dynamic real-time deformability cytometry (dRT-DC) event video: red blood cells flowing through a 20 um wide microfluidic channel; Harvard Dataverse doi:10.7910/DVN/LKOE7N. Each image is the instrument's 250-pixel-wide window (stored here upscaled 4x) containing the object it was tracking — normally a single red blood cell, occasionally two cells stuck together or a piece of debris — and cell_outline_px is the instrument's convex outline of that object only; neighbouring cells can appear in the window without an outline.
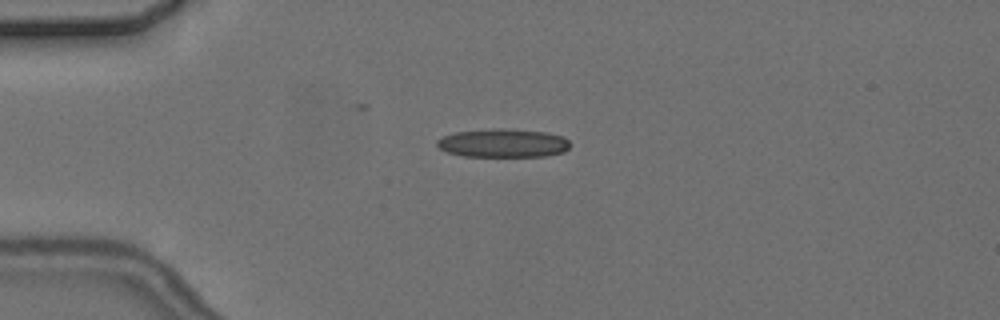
{"species": "common noctule bat (a hibernating species)", "species_latin": "Nyctalus noctula", "temperature_condition": "cold", "stored_images_in_passage": 11, "camera_frame_rate_fps": 3000, "um_per_image_px": 0.085, "animal": {"sex": "female", "body_mass_g": 24.6, "forearm_length_mm": 56.2}, "frame": {"image": 1, "passage_image": 5, "time_ms": 5.667, "image_size_px": [1000, 320], "cell_outline_px": [[568, 148], [564, 152], [544, 156], [464, 156], [448, 152], [440, 148], [436, 144], [436, 140], [444, 136], [456, 132], [492, 128], [504, 128], [548, 132], [564, 136], [568, 140]], "centroid_in_image_um": [42.78, 12.15], "position_along_channel_um": 42.2, "area_um2": 22.14}}
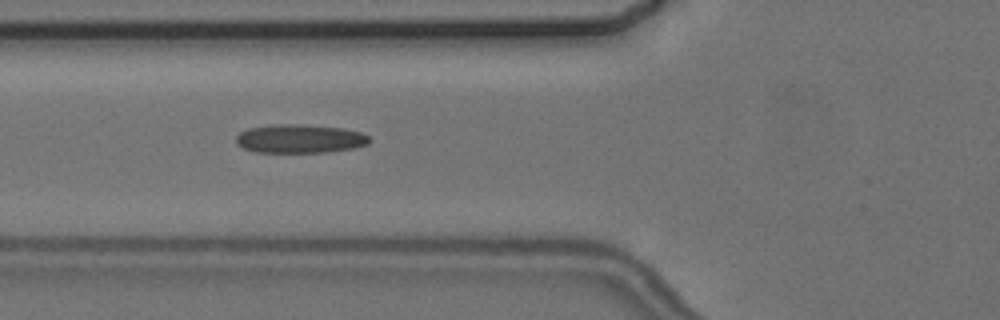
{"frame": {"image": 2, "passage_image": 7, "time_ms": 8.0, "image_size_px": [1000, 320], "cell_outline_px": [[368, 144], [352, 148], [324, 152], [256, 152], [244, 148], [236, 144], [236, 136], [240, 132], [248, 128], [280, 124], [300, 124], [344, 128], [360, 132], [368, 136]], "centroid_in_image_um": [25.45, 11.79], "position_along_channel_um": 100.3, "area_um2": 22.08}}
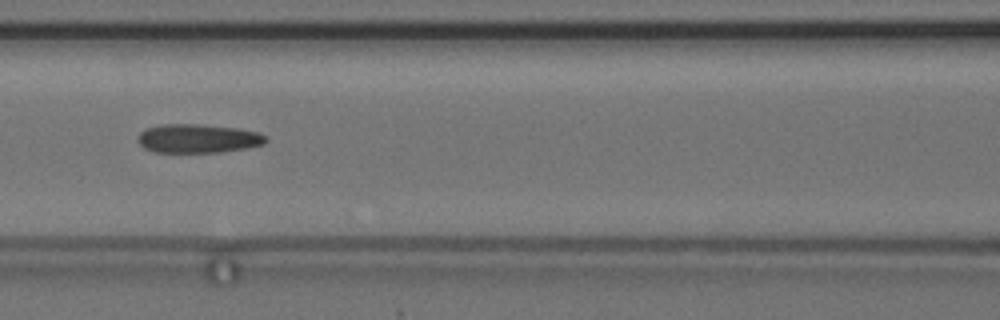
{"frame": {"image": 3, "passage_image": 8, "time_ms": 9.333, "image_size_px": [1000, 320], "cell_outline_px": [[268, 140], [264, 144], [244, 148], [220, 152], [152, 152], [144, 148], [136, 140], [140, 132], [144, 128], [160, 124], [200, 124], [236, 128], [260, 132], [268, 136]], "centroid_in_image_um": [16.81, 11.76], "position_along_channel_um": 149.8, "area_um2": 21.73}}